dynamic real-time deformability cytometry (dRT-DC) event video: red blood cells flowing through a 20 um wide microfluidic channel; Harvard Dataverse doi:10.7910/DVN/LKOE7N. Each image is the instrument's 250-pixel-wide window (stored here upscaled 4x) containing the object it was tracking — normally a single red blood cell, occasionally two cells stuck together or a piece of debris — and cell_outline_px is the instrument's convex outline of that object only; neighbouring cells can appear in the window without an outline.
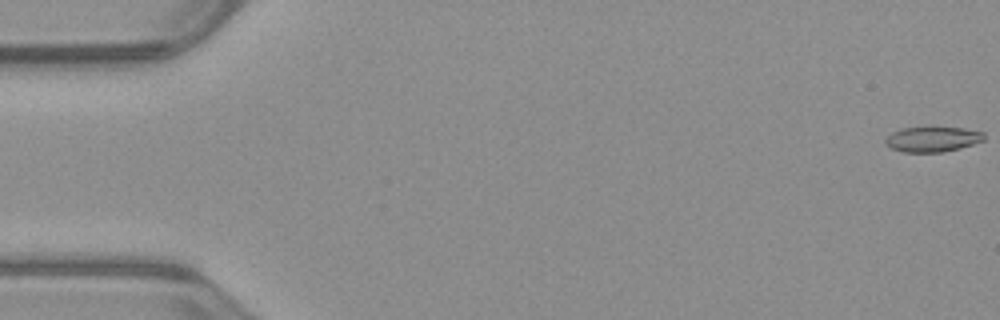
{"species": "common noctule bat (a hibernating species)", "species_latin": "Nyctalus noctula", "temperature_condition": "warm", "stored_images_in_passage": 43, "camera_frame_rate_fps": 3000, "um_per_image_px": 0.085, "animal": {"sex": "male", "body_mass_g": 23.1, "forearm_length_mm": 52.7}, "frame": {"image": 1, "passage_image": 1, "time_ms": 0.0, "image_size_px": [1000, 320], "cell_outline_px": [[984, 140], [960, 148], [940, 152], [904, 152], [892, 148], [884, 144], [884, 140], [892, 132], [904, 128], [964, 128], [984, 132]], "centroid_in_image_um": [79.25, 11.84], "position_along_channel_um": 5.7, "area_um2": 14.22}}
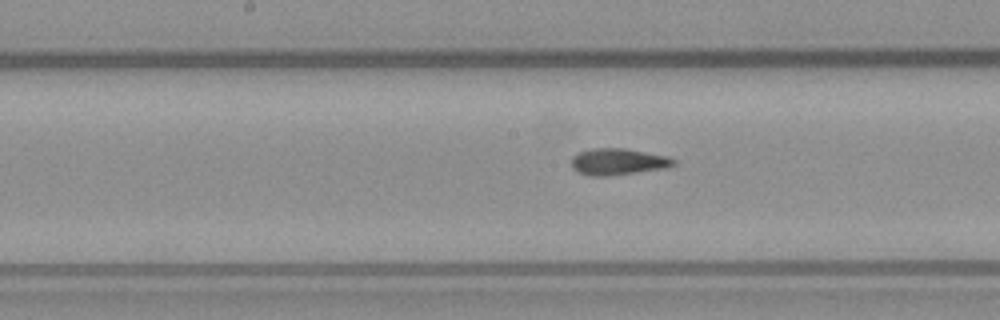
{"frame": {"image": 2, "passage_image": 27, "time_ms": 8.667, "image_size_px": [1000, 320], "cell_outline_px": [[676, 164], [668, 168], [608, 176], [592, 176], [580, 172], [572, 168], [572, 156], [580, 152], [592, 148], [624, 148], [668, 156], [676, 160]], "centroid_in_image_um": [52.57, 13.74], "position_along_channel_um": 195.6, "area_um2": 15.84}}
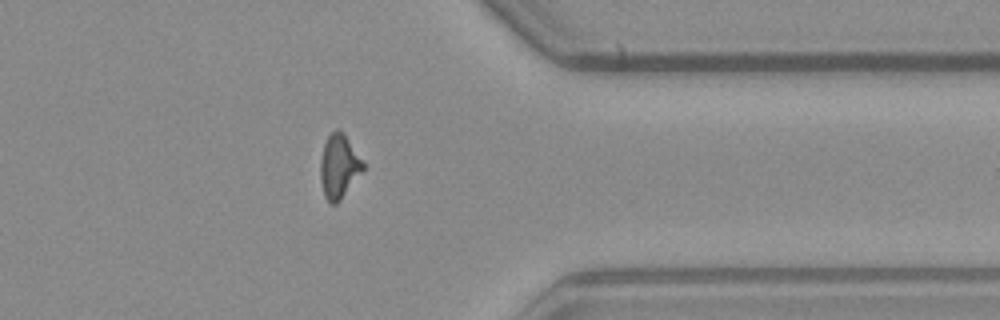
{"frame": {"image": 3, "passage_image": 42, "time_ms": 13.667, "image_size_px": [1000, 320], "cell_outline_px": [[364, 168], [340, 200], [336, 204], [328, 204], [324, 196], [320, 180], [320, 160], [324, 144], [328, 136], [336, 128], [344, 132], [364, 164]], "centroid_in_image_um": [28.78, 14.14], "position_along_channel_um": 382.6, "area_um2": 15.78}}